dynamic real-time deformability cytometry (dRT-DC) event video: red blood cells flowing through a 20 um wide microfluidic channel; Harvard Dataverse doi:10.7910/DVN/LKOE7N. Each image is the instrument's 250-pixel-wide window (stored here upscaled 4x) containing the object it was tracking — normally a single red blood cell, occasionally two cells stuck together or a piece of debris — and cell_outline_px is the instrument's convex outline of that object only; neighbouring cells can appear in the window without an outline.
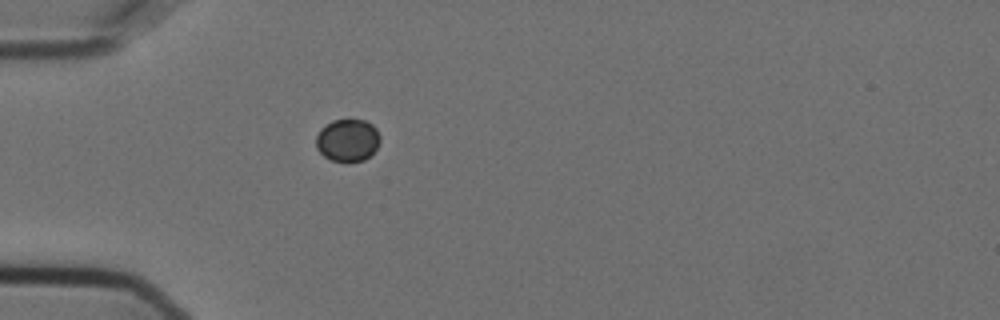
{"species": "Egyptian fruit bat (a non-hibernating species)", "species_latin": "Rousettus aegyptiacus", "temperature_condition": "cold", "stored_images_in_passage": 31, "camera_frame_rate_fps": 3000, "um_per_image_px": 0.085, "animal": {"sex": "female"}, "frame": {"image": 1, "passage_image": 1, "time_ms": 0.0, "image_size_px": [1000, 320], "cell_outline_px": [[380, 140], [376, 148], [364, 160], [332, 160], [324, 156], [316, 148], [316, 136], [320, 128], [332, 120], [364, 120], [372, 124], [376, 128], [380, 136]], "centroid_in_image_um": [29.53, 11.89], "position_along_channel_um": 55.5, "area_um2": 15.61}}
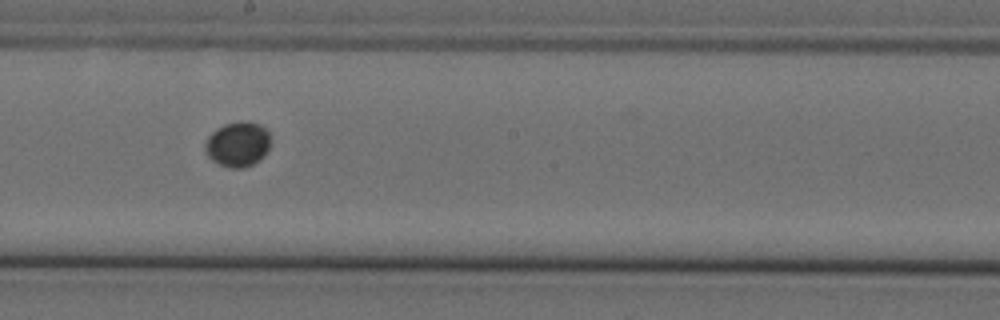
{"frame": {"image": 2, "passage_image": 16, "time_ms": 5.0, "image_size_px": [1000, 320], "cell_outline_px": [[272, 140], [264, 156], [260, 160], [244, 168], [228, 168], [212, 160], [204, 152], [204, 144], [208, 136], [216, 128], [224, 124], [240, 120], [248, 120], [260, 124], [268, 132]], "centroid_in_image_um": [20.21, 12.24], "position_along_channel_um": 228.0, "area_um2": 17.57}}
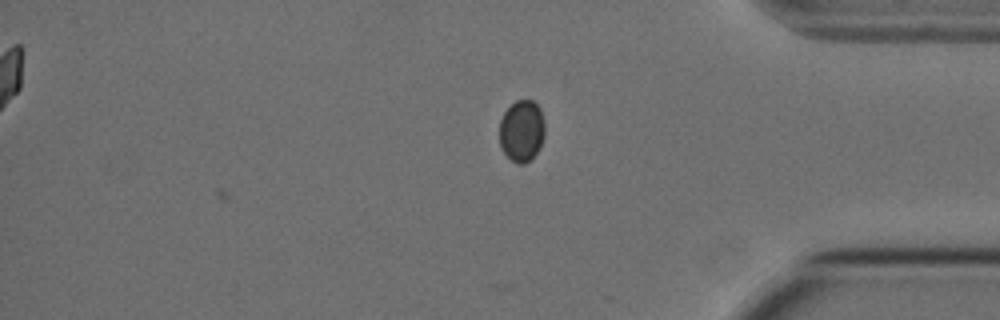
{"frame": {"image": 3, "passage_image": 31, "time_ms": 10.0, "image_size_px": [1000, 320], "cell_outline_px": [[544, 136], [540, 148], [524, 164], [516, 164], [500, 148], [500, 120], [504, 112], [516, 100], [532, 100], [540, 108], [544, 120]], "centroid_in_image_um": [44.35, 11.11], "position_along_channel_um": 390.9, "area_um2": 16.24}}